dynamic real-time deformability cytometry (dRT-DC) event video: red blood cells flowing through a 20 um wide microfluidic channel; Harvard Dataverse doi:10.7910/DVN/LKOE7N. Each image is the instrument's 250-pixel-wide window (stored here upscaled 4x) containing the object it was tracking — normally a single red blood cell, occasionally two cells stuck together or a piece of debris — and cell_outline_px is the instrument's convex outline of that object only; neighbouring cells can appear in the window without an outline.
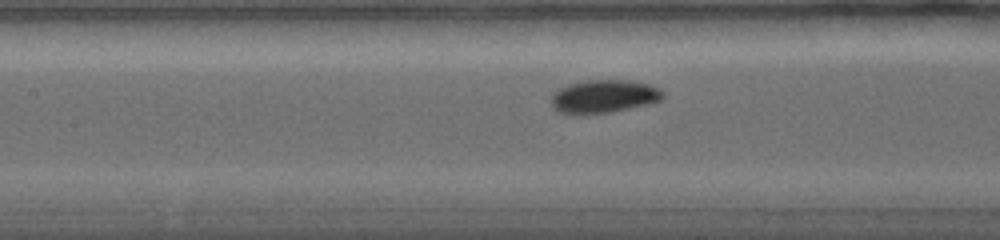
{"species": "common noctule bat (a hibernating species)", "species_latin": "Nyctalus noctula", "temperature_condition": "warm", "stored_images_in_passage": 53, "camera_frame_rate_fps": 5000, "um_per_image_px": 0.085, "animal": {"sex": "female", "body_mass_g": 19.0, "forearm_length_mm": 56.7}, "frame": {"image": 1, "passage_image": 21, "time_ms": 5.4, "image_size_px": [1000, 240], "cell_outline_px": [[664, 96], [660, 100], [648, 104], [608, 112], [584, 116], [572, 116], [556, 112], [552, 108], [552, 92], [568, 84], [588, 80], [628, 80], [648, 84], [664, 92]], "centroid_in_image_um": [51.23, 8.23], "position_along_channel_um": 156.2, "area_um2": 21.91}}
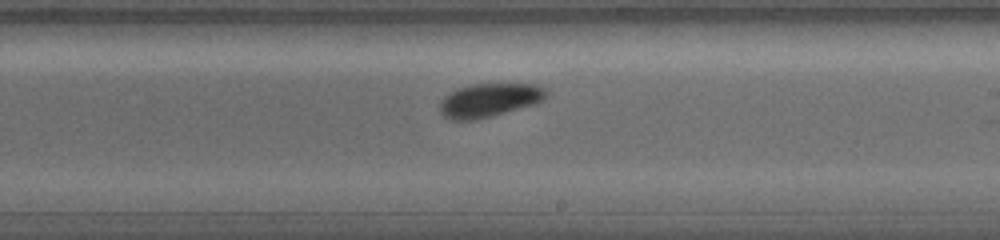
{"frame": {"image": 2, "passage_image": 28, "time_ms": 7.8, "image_size_px": [1000, 240], "cell_outline_px": [[548, 96], [532, 104], [476, 120], [448, 120], [440, 112], [440, 100], [444, 96], [456, 88], [472, 84], [536, 84], [544, 88], [548, 92]], "centroid_in_image_um": [41.53, 8.5], "position_along_channel_um": 247.5, "area_um2": 20.69}}
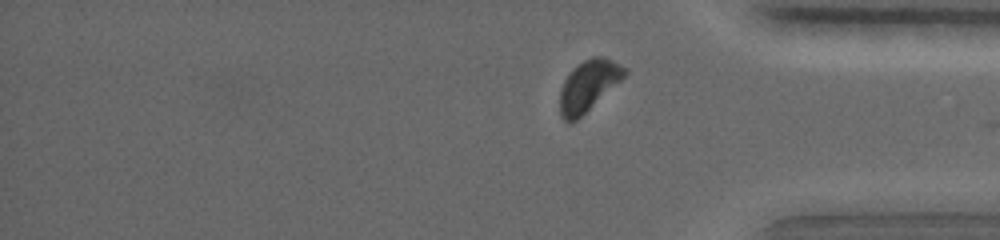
{"frame": {"image": 3, "passage_image": 46, "time_ms": 11.6, "image_size_px": [1000, 240], "cell_outline_px": [[628, 72], [620, 80], [576, 120], [568, 124], [560, 116], [560, 88], [564, 80], [572, 68], [584, 60], [592, 56], [600, 56], [612, 60], [628, 68]], "centroid_in_image_um": [49.98, 7.26], "position_along_channel_um": 385.2, "area_um2": 18.9}, "authors_computed_cell_mechanics": {"area_um2": 20.1722, "velocity_mm_per_s": 3.8154, "shape_relaxation_time_tau1_ms": 1.6574, "shape_relaxation_time_tau2_ms": null, "deformation_change_tau1": 0.0826, "deformation_change_tau2": null}}